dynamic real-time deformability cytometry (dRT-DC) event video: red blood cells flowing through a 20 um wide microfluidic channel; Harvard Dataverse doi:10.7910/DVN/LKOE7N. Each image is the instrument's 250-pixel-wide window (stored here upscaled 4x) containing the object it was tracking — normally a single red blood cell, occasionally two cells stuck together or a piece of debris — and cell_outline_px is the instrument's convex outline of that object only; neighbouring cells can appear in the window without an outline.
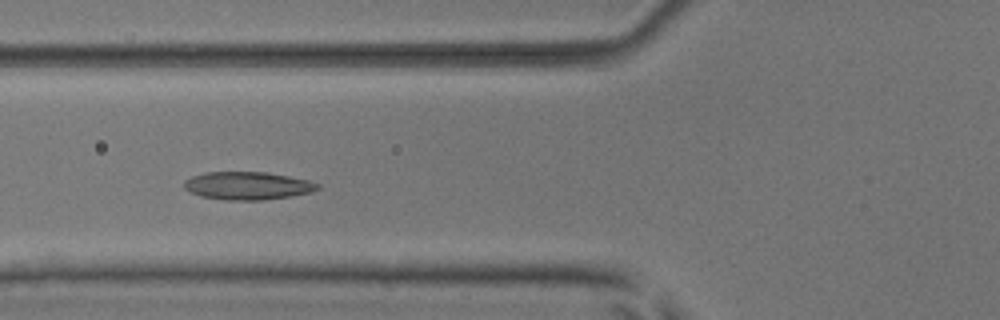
{"species": "common noctule bat (a hibernating species)", "species_latin": "Nyctalus noctula", "temperature_condition": "room temperature", "stored_images_in_passage": 7, "camera_frame_rate_fps": 3000, "um_per_image_px": 0.085, "animal": {"sex": "male", "body_mass_g": 17.9, "forearm_length_mm": 54.2}, "frame": {"image": 1, "passage_image": 4, "time_ms": 4.333, "image_size_px": [1000, 320], "cell_outline_px": [[320, 188], [312, 192], [292, 196], [264, 200], [224, 200], [200, 196], [188, 192], [184, 188], [184, 180], [192, 176], [204, 172], [264, 172], [288, 176], [308, 180], [320, 184]], "centroid_in_image_um": [21.03, 15.79], "position_along_channel_um": 104.8, "area_um2": 21.91}}
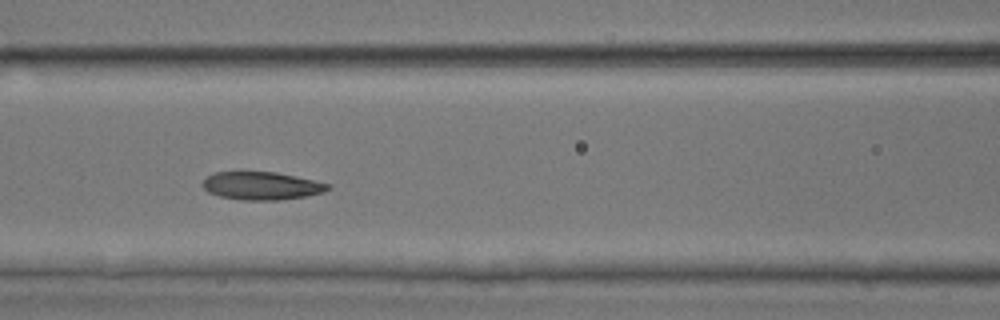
{"frame": {"image": 2, "passage_image": 5, "time_ms": 5.333, "image_size_px": [1000, 320], "cell_outline_px": [[332, 188], [324, 192], [304, 196], [280, 200], [240, 200], [220, 196], [208, 192], [200, 184], [212, 172], [276, 172], [296, 176], [328, 184]], "centroid_in_image_um": [22.2, 15.79], "position_along_channel_um": 144.4, "area_um2": 20.35}}
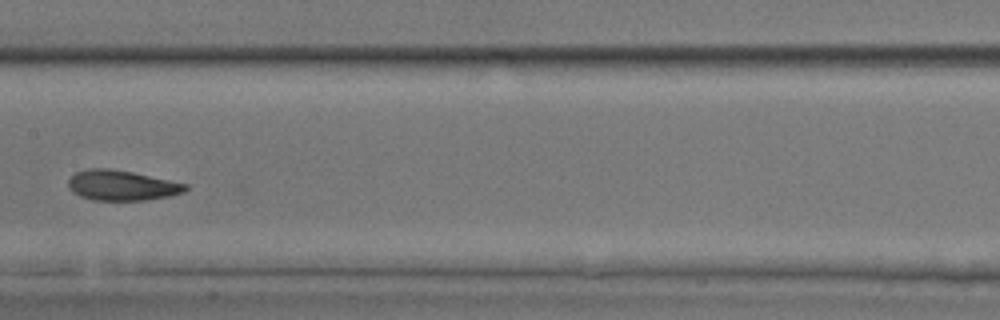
{"frame": {"image": 3, "passage_image": 6, "time_ms": 6.667, "image_size_px": [1000, 320], "cell_outline_px": [[188, 188], [184, 192], [168, 196], [144, 200], [92, 200], [80, 196], [72, 192], [68, 188], [68, 180], [76, 172], [88, 168], [108, 168], [132, 172], [188, 184]], "centroid_in_image_um": [10.32, 15.75], "position_along_channel_um": 197.1, "area_um2": 20.58}}